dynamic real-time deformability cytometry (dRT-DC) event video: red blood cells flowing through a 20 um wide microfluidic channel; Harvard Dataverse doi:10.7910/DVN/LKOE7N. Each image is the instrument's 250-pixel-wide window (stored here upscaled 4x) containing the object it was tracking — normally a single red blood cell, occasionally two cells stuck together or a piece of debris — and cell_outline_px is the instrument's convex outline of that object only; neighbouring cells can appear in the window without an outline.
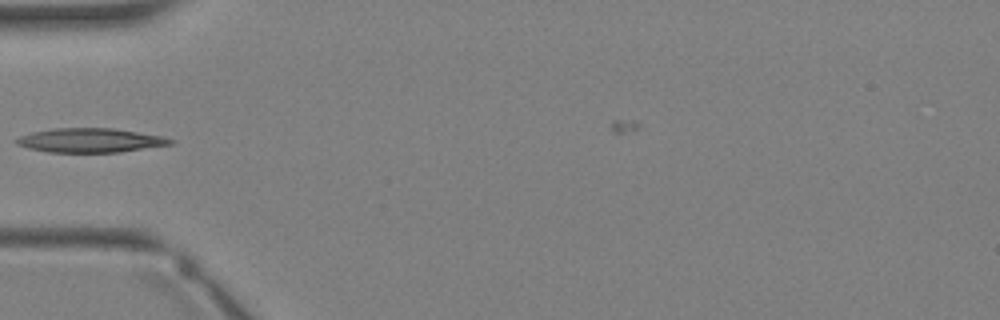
{"species": "Egyptian fruit bat (a non-hibernating species)", "species_latin": "Rousettus aegyptiacus", "temperature_condition": "warm", "stored_images_in_passage": 3, "camera_frame_rate_fps": 3000, "um_per_image_px": 0.085, "animal": {"sex": "female"}, "frame": {"image": 1, "passage_image": 3, "time_ms": 2.333, "image_size_px": [1000, 320], "cell_outline_px": [[176, 144], [120, 152], [48, 152], [28, 148], [16, 144], [12, 140], [20, 136], [32, 132], [52, 128], [112, 128], [164, 136], [176, 140]], "centroid_in_image_um": [7.71, 11.93], "position_along_channel_um": 77.3, "area_um2": 21.96}}